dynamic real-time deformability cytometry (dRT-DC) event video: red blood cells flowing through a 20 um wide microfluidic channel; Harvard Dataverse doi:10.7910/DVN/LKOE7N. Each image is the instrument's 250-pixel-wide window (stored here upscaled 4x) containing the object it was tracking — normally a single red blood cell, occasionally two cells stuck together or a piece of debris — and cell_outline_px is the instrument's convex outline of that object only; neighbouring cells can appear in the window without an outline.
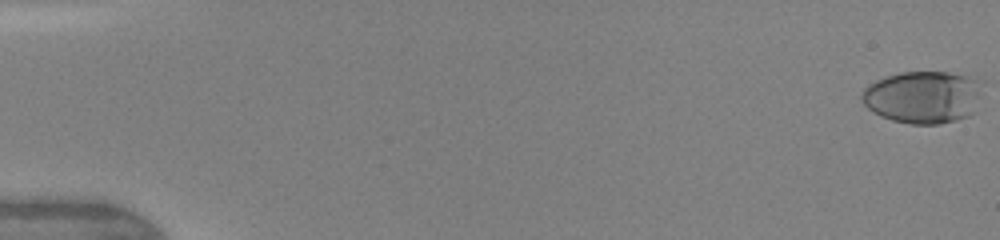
{"species": "human", "species_latin": "Homo sapiens", "temperature_condition": "warm", "stored_images_in_passage": 7, "camera_frame_rate_fps": 3000, "um_per_image_px": 0.085, "donor": {"sex": "female"}, "frame": {"image": 1, "passage_image": 1, "time_ms": 0.0, "image_size_px": [1000, 240], "cell_outline_px": [[984, 80], [976, 112], [968, 116], [956, 120], [940, 124], [912, 124], [892, 120], [880, 116], [872, 112], [860, 100], [860, 96], [864, 88], [868, 84], [884, 76], [900, 72], [948, 72], [976, 76]], "centroid_in_image_um": [78.5, 8.23], "position_along_channel_um": 6.5, "area_um2": 37.8}}
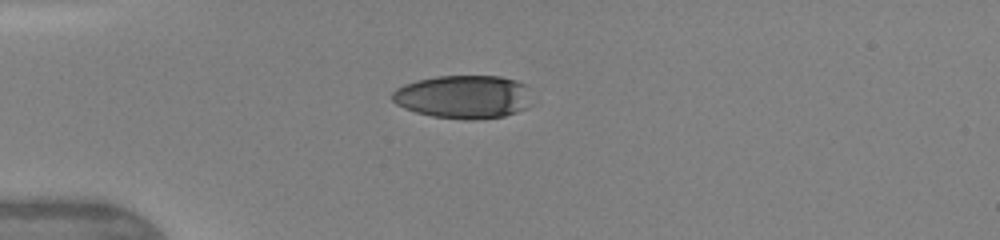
{"frame": {"image": 2, "passage_image": 6, "time_ms": 4.333, "image_size_px": [1000, 240], "cell_outline_px": [[528, 108], [504, 116], [476, 120], [464, 120], [432, 116], [416, 112], [404, 108], [396, 104], [392, 100], [392, 92], [396, 88], [404, 84], [416, 80], [436, 76], [500, 76], [516, 80], [524, 84]], "centroid_in_image_um": [39.33, 8.23], "position_along_channel_um": 45.7, "area_um2": 35.14}}